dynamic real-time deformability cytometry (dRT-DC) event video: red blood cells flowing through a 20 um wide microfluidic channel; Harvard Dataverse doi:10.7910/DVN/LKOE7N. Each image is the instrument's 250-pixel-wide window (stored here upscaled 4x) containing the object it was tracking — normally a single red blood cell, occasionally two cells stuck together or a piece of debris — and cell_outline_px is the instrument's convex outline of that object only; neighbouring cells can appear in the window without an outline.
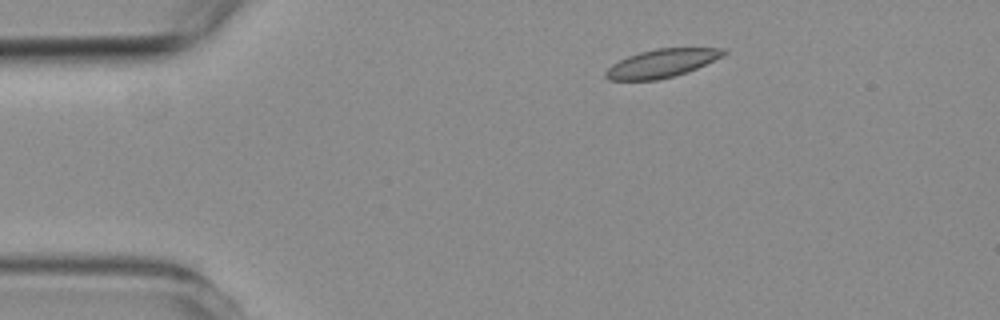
{"species": "common noctule bat (a hibernating species)", "species_latin": "Nyctalus noctula", "temperature_condition": "room temperature", "stored_images_in_passage": 2, "camera_frame_rate_fps": 3000, "um_per_image_px": 0.085, "animal": {"sex": "female", "body_mass_g": 19.3, "forearm_length_mm": 54.1}, "frame": {"image": 1, "passage_image": 1, "time_ms": 0.0, "image_size_px": [1000, 320], "cell_outline_px": [[728, 52], [688, 72], [656, 80], [608, 80], [604, 76], [604, 72], [612, 64], [628, 56], [640, 52], [656, 48], [724, 48]], "centroid_in_image_um": [56.19, 5.38], "position_along_channel_um": 28.8, "area_um2": 19.13}}